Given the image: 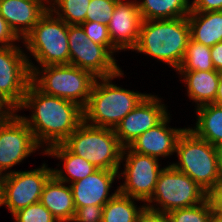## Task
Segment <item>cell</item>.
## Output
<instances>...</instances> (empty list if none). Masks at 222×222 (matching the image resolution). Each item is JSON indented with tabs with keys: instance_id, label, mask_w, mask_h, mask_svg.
I'll return each instance as SVG.
<instances>
[{
	"instance_id": "52a82bcc",
	"label": "cell",
	"mask_w": 222,
	"mask_h": 222,
	"mask_svg": "<svg viewBox=\"0 0 222 222\" xmlns=\"http://www.w3.org/2000/svg\"><path fill=\"white\" fill-rule=\"evenodd\" d=\"M55 16L48 8L23 38L22 43L41 67L69 65L68 24Z\"/></svg>"
},
{
	"instance_id": "277c9868",
	"label": "cell",
	"mask_w": 222,
	"mask_h": 222,
	"mask_svg": "<svg viewBox=\"0 0 222 222\" xmlns=\"http://www.w3.org/2000/svg\"><path fill=\"white\" fill-rule=\"evenodd\" d=\"M30 61L28 60L31 82L40 91L72 101L82 108L86 106L97 78L90 71L73 65H49L39 68Z\"/></svg>"
},
{
	"instance_id": "7c38bea8",
	"label": "cell",
	"mask_w": 222,
	"mask_h": 222,
	"mask_svg": "<svg viewBox=\"0 0 222 222\" xmlns=\"http://www.w3.org/2000/svg\"><path fill=\"white\" fill-rule=\"evenodd\" d=\"M123 160L124 171L118 174L124 176L125 182L118 187V191L145 204L152 197L163 168H160L158 159L136 153L129 147L123 148L121 163Z\"/></svg>"
},
{
	"instance_id": "44dd1931",
	"label": "cell",
	"mask_w": 222,
	"mask_h": 222,
	"mask_svg": "<svg viewBox=\"0 0 222 222\" xmlns=\"http://www.w3.org/2000/svg\"><path fill=\"white\" fill-rule=\"evenodd\" d=\"M43 154L55 156V158L64 161L63 170L65 171L67 176L63 174L64 172L63 170H61L62 168H60L59 170H52L53 175L58 180L68 184L86 178L97 170V168L93 164L86 161L81 156L72 153L63 143L49 147L43 152Z\"/></svg>"
},
{
	"instance_id": "ac0fdd59",
	"label": "cell",
	"mask_w": 222,
	"mask_h": 222,
	"mask_svg": "<svg viewBox=\"0 0 222 222\" xmlns=\"http://www.w3.org/2000/svg\"><path fill=\"white\" fill-rule=\"evenodd\" d=\"M47 10L48 5L43 0H0V14L20 40Z\"/></svg>"
},
{
	"instance_id": "ab89813d",
	"label": "cell",
	"mask_w": 222,
	"mask_h": 222,
	"mask_svg": "<svg viewBox=\"0 0 222 222\" xmlns=\"http://www.w3.org/2000/svg\"><path fill=\"white\" fill-rule=\"evenodd\" d=\"M215 147H216L218 168H219V172H220V177L222 179V144H219Z\"/></svg>"
},
{
	"instance_id": "d590c367",
	"label": "cell",
	"mask_w": 222,
	"mask_h": 222,
	"mask_svg": "<svg viewBox=\"0 0 222 222\" xmlns=\"http://www.w3.org/2000/svg\"><path fill=\"white\" fill-rule=\"evenodd\" d=\"M213 213L222 218V181L208 194Z\"/></svg>"
},
{
	"instance_id": "484cf974",
	"label": "cell",
	"mask_w": 222,
	"mask_h": 222,
	"mask_svg": "<svg viewBox=\"0 0 222 222\" xmlns=\"http://www.w3.org/2000/svg\"><path fill=\"white\" fill-rule=\"evenodd\" d=\"M210 71L215 70L210 47L198 43L191 38L186 47L183 61L177 71Z\"/></svg>"
},
{
	"instance_id": "7a4b0ae2",
	"label": "cell",
	"mask_w": 222,
	"mask_h": 222,
	"mask_svg": "<svg viewBox=\"0 0 222 222\" xmlns=\"http://www.w3.org/2000/svg\"><path fill=\"white\" fill-rule=\"evenodd\" d=\"M190 39L187 17L142 20L139 39L133 51L154 57L177 71Z\"/></svg>"
},
{
	"instance_id": "7402d4cb",
	"label": "cell",
	"mask_w": 222,
	"mask_h": 222,
	"mask_svg": "<svg viewBox=\"0 0 222 222\" xmlns=\"http://www.w3.org/2000/svg\"><path fill=\"white\" fill-rule=\"evenodd\" d=\"M190 38L212 47L222 41V11L190 12Z\"/></svg>"
},
{
	"instance_id": "7bdbcfd3",
	"label": "cell",
	"mask_w": 222,
	"mask_h": 222,
	"mask_svg": "<svg viewBox=\"0 0 222 222\" xmlns=\"http://www.w3.org/2000/svg\"><path fill=\"white\" fill-rule=\"evenodd\" d=\"M43 1H44L45 3H47V5H48V4L52 3L53 0H43Z\"/></svg>"
},
{
	"instance_id": "cb8c5ba5",
	"label": "cell",
	"mask_w": 222,
	"mask_h": 222,
	"mask_svg": "<svg viewBox=\"0 0 222 222\" xmlns=\"http://www.w3.org/2000/svg\"><path fill=\"white\" fill-rule=\"evenodd\" d=\"M137 3L142 20L187 17L191 12L189 0H143Z\"/></svg>"
},
{
	"instance_id": "f35d334b",
	"label": "cell",
	"mask_w": 222,
	"mask_h": 222,
	"mask_svg": "<svg viewBox=\"0 0 222 222\" xmlns=\"http://www.w3.org/2000/svg\"><path fill=\"white\" fill-rule=\"evenodd\" d=\"M214 104L222 106V73L220 75V79H219V83H218V88H217V93H216V98H215Z\"/></svg>"
},
{
	"instance_id": "9c48e42d",
	"label": "cell",
	"mask_w": 222,
	"mask_h": 222,
	"mask_svg": "<svg viewBox=\"0 0 222 222\" xmlns=\"http://www.w3.org/2000/svg\"><path fill=\"white\" fill-rule=\"evenodd\" d=\"M69 65L90 71L95 77H109L121 71L113 54L103 45L88 40L81 25H68Z\"/></svg>"
},
{
	"instance_id": "4dcf8cb0",
	"label": "cell",
	"mask_w": 222,
	"mask_h": 222,
	"mask_svg": "<svg viewBox=\"0 0 222 222\" xmlns=\"http://www.w3.org/2000/svg\"><path fill=\"white\" fill-rule=\"evenodd\" d=\"M81 26L84 29L88 40H92L96 44L105 46L113 55L114 52H117V49L111 44L107 24L85 21Z\"/></svg>"
},
{
	"instance_id": "8992f818",
	"label": "cell",
	"mask_w": 222,
	"mask_h": 222,
	"mask_svg": "<svg viewBox=\"0 0 222 222\" xmlns=\"http://www.w3.org/2000/svg\"><path fill=\"white\" fill-rule=\"evenodd\" d=\"M63 144L97 169H120L124 147L114 129L92 126L83 121Z\"/></svg>"
},
{
	"instance_id": "4fadbf2b",
	"label": "cell",
	"mask_w": 222,
	"mask_h": 222,
	"mask_svg": "<svg viewBox=\"0 0 222 222\" xmlns=\"http://www.w3.org/2000/svg\"><path fill=\"white\" fill-rule=\"evenodd\" d=\"M39 148L29 126L14 112L0 125V174L6 175Z\"/></svg>"
},
{
	"instance_id": "74e56055",
	"label": "cell",
	"mask_w": 222,
	"mask_h": 222,
	"mask_svg": "<svg viewBox=\"0 0 222 222\" xmlns=\"http://www.w3.org/2000/svg\"><path fill=\"white\" fill-rule=\"evenodd\" d=\"M15 111L0 99V125Z\"/></svg>"
},
{
	"instance_id": "b9f144b4",
	"label": "cell",
	"mask_w": 222,
	"mask_h": 222,
	"mask_svg": "<svg viewBox=\"0 0 222 222\" xmlns=\"http://www.w3.org/2000/svg\"><path fill=\"white\" fill-rule=\"evenodd\" d=\"M2 180L3 176L0 174V206H2Z\"/></svg>"
},
{
	"instance_id": "603a6c76",
	"label": "cell",
	"mask_w": 222,
	"mask_h": 222,
	"mask_svg": "<svg viewBox=\"0 0 222 222\" xmlns=\"http://www.w3.org/2000/svg\"><path fill=\"white\" fill-rule=\"evenodd\" d=\"M196 112V126L190 130L214 146L222 144V106L206 104L196 108Z\"/></svg>"
},
{
	"instance_id": "d6986e66",
	"label": "cell",
	"mask_w": 222,
	"mask_h": 222,
	"mask_svg": "<svg viewBox=\"0 0 222 222\" xmlns=\"http://www.w3.org/2000/svg\"><path fill=\"white\" fill-rule=\"evenodd\" d=\"M52 175L46 182L41 195L43 204L58 222H72L76 208L70 185Z\"/></svg>"
},
{
	"instance_id": "5bb4252c",
	"label": "cell",
	"mask_w": 222,
	"mask_h": 222,
	"mask_svg": "<svg viewBox=\"0 0 222 222\" xmlns=\"http://www.w3.org/2000/svg\"><path fill=\"white\" fill-rule=\"evenodd\" d=\"M161 102L156 95L148 94L115 127L114 132L124 148L170 115Z\"/></svg>"
},
{
	"instance_id": "30bf717a",
	"label": "cell",
	"mask_w": 222,
	"mask_h": 222,
	"mask_svg": "<svg viewBox=\"0 0 222 222\" xmlns=\"http://www.w3.org/2000/svg\"><path fill=\"white\" fill-rule=\"evenodd\" d=\"M53 170L46 164L28 171H8L2 180V206L11 214L29 205L40 202L43 188Z\"/></svg>"
},
{
	"instance_id": "836d02e7",
	"label": "cell",
	"mask_w": 222,
	"mask_h": 222,
	"mask_svg": "<svg viewBox=\"0 0 222 222\" xmlns=\"http://www.w3.org/2000/svg\"><path fill=\"white\" fill-rule=\"evenodd\" d=\"M222 11V0H193L191 12Z\"/></svg>"
},
{
	"instance_id": "f1b7e54d",
	"label": "cell",
	"mask_w": 222,
	"mask_h": 222,
	"mask_svg": "<svg viewBox=\"0 0 222 222\" xmlns=\"http://www.w3.org/2000/svg\"><path fill=\"white\" fill-rule=\"evenodd\" d=\"M12 216L15 222H58L52 213L40 202L20 209Z\"/></svg>"
},
{
	"instance_id": "9a60e30c",
	"label": "cell",
	"mask_w": 222,
	"mask_h": 222,
	"mask_svg": "<svg viewBox=\"0 0 222 222\" xmlns=\"http://www.w3.org/2000/svg\"><path fill=\"white\" fill-rule=\"evenodd\" d=\"M142 18L137 1L118 0L107 24L111 44L117 49L133 50L139 39Z\"/></svg>"
},
{
	"instance_id": "6da1fadb",
	"label": "cell",
	"mask_w": 222,
	"mask_h": 222,
	"mask_svg": "<svg viewBox=\"0 0 222 222\" xmlns=\"http://www.w3.org/2000/svg\"><path fill=\"white\" fill-rule=\"evenodd\" d=\"M30 109V118L21 116L44 151L63 143L83 122V108L78 104L40 91L32 82L28 85L18 110ZM43 144V145H42Z\"/></svg>"
},
{
	"instance_id": "8fae6325",
	"label": "cell",
	"mask_w": 222,
	"mask_h": 222,
	"mask_svg": "<svg viewBox=\"0 0 222 222\" xmlns=\"http://www.w3.org/2000/svg\"><path fill=\"white\" fill-rule=\"evenodd\" d=\"M28 60L17 45L0 47V99L16 113L31 82Z\"/></svg>"
},
{
	"instance_id": "d4e9b609",
	"label": "cell",
	"mask_w": 222,
	"mask_h": 222,
	"mask_svg": "<svg viewBox=\"0 0 222 222\" xmlns=\"http://www.w3.org/2000/svg\"><path fill=\"white\" fill-rule=\"evenodd\" d=\"M141 201L121 194L119 191L103 207L102 222H137L140 213L146 207H137L134 201Z\"/></svg>"
},
{
	"instance_id": "4316f807",
	"label": "cell",
	"mask_w": 222,
	"mask_h": 222,
	"mask_svg": "<svg viewBox=\"0 0 222 222\" xmlns=\"http://www.w3.org/2000/svg\"><path fill=\"white\" fill-rule=\"evenodd\" d=\"M91 0H53L48 8L68 25H81L85 22Z\"/></svg>"
},
{
	"instance_id": "2e32d148",
	"label": "cell",
	"mask_w": 222,
	"mask_h": 222,
	"mask_svg": "<svg viewBox=\"0 0 222 222\" xmlns=\"http://www.w3.org/2000/svg\"><path fill=\"white\" fill-rule=\"evenodd\" d=\"M119 171L97 169L94 173L70 185L75 208L90 205L104 206L118 192V188L109 194L114 180L119 177Z\"/></svg>"
},
{
	"instance_id": "ba28073f",
	"label": "cell",
	"mask_w": 222,
	"mask_h": 222,
	"mask_svg": "<svg viewBox=\"0 0 222 222\" xmlns=\"http://www.w3.org/2000/svg\"><path fill=\"white\" fill-rule=\"evenodd\" d=\"M207 198L206 191L170 164L161 170L153 195L145 206L154 211L169 213L176 209L199 205ZM152 202L156 205L150 204Z\"/></svg>"
},
{
	"instance_id": "f546056e",
	"label": "cell",
	"mask_w": 222,
	"mask_h": 222,
	"mask_svg": "<svg viewBox=\"0 0 222 222\" xmlns=\"http://www.w3.org/2000/svg\"><path fill=\"white\" fill-rule=\"evenodd\" d=\"M118 0H91L85 21L108 24Z\"/></svg>"
},
{
	"instance_id": "e575fe53",
	"label": "cell",
	"mask_w": 222,
	"mask_h": 222,
	"mask_svg": "<svg viewBox=\"0 0 222 222\" xmlns=\"http://www.w3.org/2000/svg\"><path fill=\"white\" fill-rule=\"evenodd\" d=\"M137 222H169L167 213L151 210L147 207L140 213Z\"/></svg>"
},
{
	"instance_id": "ffe728a7",
	"label": "cell",
	"mask_w": 222,
	"mask_h": 222,
	"mask_svg": "<svg viewBox=\"0 0 222 222\" xmlns=\"http://www.w3.org/2000/svg\"><path fill=\"white\" fill-rule=\"evenodd\" d=\"M178 72L184 78L187 94L193 102H196V108L214 103L221 72L216 70Z\"/></svg>"
},
{
	"instance_id": "d6a6232c",
	"label": "cell",
	"mask_w": 222,
	"mask_h": 222,
	"mask_svg": "<svg viewBox=\"0 0 222 222\" xmlns=\"http://www.w3.org/2000/svg\"><path fill=\"white\" fill-rule=\"evenodd\" d=\"M15 41H20V39L11 30L7 21L0 14V47L13 46L15 45Z\"/></svg>"
},
{
	"instance_id": "60d3db41",
	"label": "cell",
	"mask_w": 222,
	"mask_h": 222,
	"mask_svg": "<svg viewBox=\"0 0 222 222\" xmlns=\"http://www.w3.org/2000/svg\"><path fill=\"white\" fill-rule=\"evenodd\" d=\"M209 222H222V218L212 213Z\"/></svg>"
},
{
	"instance_id": "e0dca14e",
	"label": "cell",
	"mask_w": 222,
	"mask_h": 222,
	"mask_svg": "<svg viewBox=\"0 0 222 222\" xmlns=\"http://www.w3.org/2000/svg\"><path fill=\"white\" fill-rule=\"evenodd\" d=\"M170 116H166L155 127L147 130L128 147L139 154L159 157L171 156L175 153L179 137L186 128H169Z\"/></svg>"
},
{
	"instance_id": "1f68e13d",
	"label": "cell",
	"mask_w": 222,
	"mask_h": 222,
	"mask_svg": "<svg viewBox=\"0 0 222 222\" xmlns=\"http://www.w3.org/2000/svg\"><path fill=\"white\" fill-rule=\"evenodd\" d=\"M103 207L90 205L77 208L72 222H102Z\"/></svg>"
},
{
	"instance_id": "3957f363",
	"label": "cell",
	"mask_w": 222,
	"mask_h": 222,
	"mask_svg": "<svg viewBox=\"0 0 222 222\" xmlns=\"http://www.w3.org/2000/svg\"><path fill=\"white\" fill-rule=\"evenodd\" d=\"M123 75L121 70L109 77L96 78L88 102L83 108L85 123L115 129L120 121L148 95L123 89L112 83L114 78Z\"/></svg>"
},
{
	"instance_id": "83f0119b",
	"label": "cell",
	"mask_w": 222,
	"mask_h": 222,
	"mask_svg": "<svg viewBox=\"0 0 222 222\" xmlns=\"http://www.w3.org/2000/svg\"><path fill=\"white\" fill-rule=\"evenodd\" d=\"M213 208L209 198L199 205L167 213L169 222H209Z\"/></svg>"
},
{
	"instance_id": "5b68a950",
	"label": "cell",
	"mask_w": 222,
	"mask_h": 222,
	"mask_svg": "<svg viewBox=\"0 0 222 222\" xmlns=\"http://www.w3.org/2000/svg\"><path fill=\"white\" fill-rule=\"evenodd\" d=\"M175 153L178 163L171 165L188 175L208 194L222 181L216 147L186 128L178 139Z\"/></svg>"
},
{
	"instance_id": "8d00e7d4",
	"label": "cell",
	"mask_w": 222,
	"mask_h": 222,
	"mask_svg": "<svg viewBox=\"0 0 222 222\" xmlns=\"http://www.w3.org/2000/svg\"><path fill=\"white\" fill-rule=\"evenodd\" d=\"M210 52L215 70L222 73V41L210 47Z\"/></svg>"
}]
</instances>
